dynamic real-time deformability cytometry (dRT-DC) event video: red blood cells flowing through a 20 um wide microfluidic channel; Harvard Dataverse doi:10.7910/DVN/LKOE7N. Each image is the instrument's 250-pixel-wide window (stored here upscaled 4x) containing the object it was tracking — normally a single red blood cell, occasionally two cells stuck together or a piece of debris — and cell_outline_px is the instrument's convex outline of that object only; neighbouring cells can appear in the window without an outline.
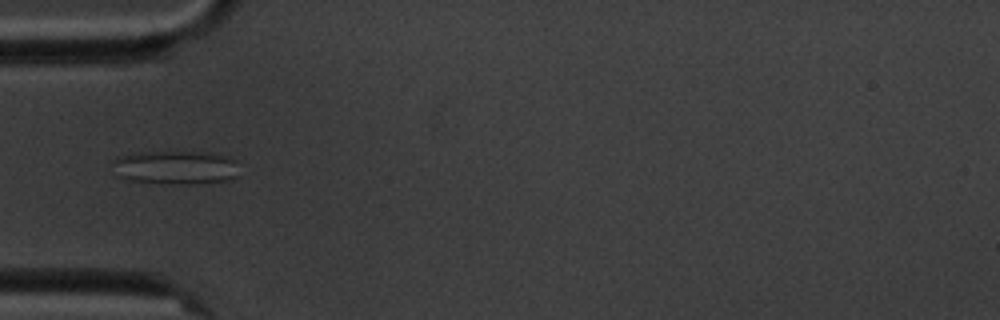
{"species": "common noctule bat (a hibernating species)", "species_latin": "Nyctalus noctula", "temperature_condition": "cold", "stored_images_in_passage": 7, "camera_frame_rate_fps": 3000, "um_per_image_px": 0.085, "animal": {"sex": "male", "body_mass_g": 20.1, "forearm_length_mm": 53.5}, "frame": {"image": 1, "passage_image": 2, "time_ms": 1.0, "image_size_px": [1000, 320], "cell_outline_px": [[236, 176], [232, 180], [192, 184], [160, 184], [128, 180], [116, 176], [112, 160], [116, 156], [132, 152], [208, 152], [224, 156], [236, 160]], "centroid_in_image_um": [14.85, 14.24], "position_along_channel_um": 70.1, "area_um2": 25.32}}
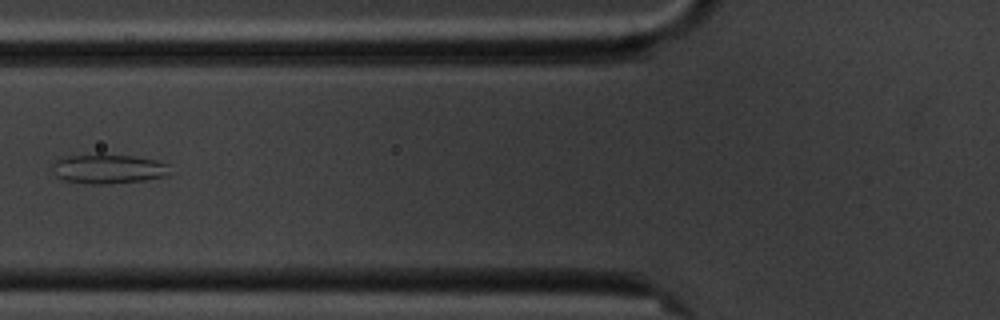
{"frame": {"image": 2, "passage_image": 3, "time_ms": 2.333, "image_size_px": [1000, 320], "cell_outline_px": [[168, 176], [144, 180], [108, 184], [88, 184], [60, 180], [48, 168], [56, 160], [64, 156], [136, 156], [156, 160], [168, 164]], "centroid_in_image_um": [9.14, 14.39], "position_along_channel_um": 116.7, "area_um2": 20.06}}